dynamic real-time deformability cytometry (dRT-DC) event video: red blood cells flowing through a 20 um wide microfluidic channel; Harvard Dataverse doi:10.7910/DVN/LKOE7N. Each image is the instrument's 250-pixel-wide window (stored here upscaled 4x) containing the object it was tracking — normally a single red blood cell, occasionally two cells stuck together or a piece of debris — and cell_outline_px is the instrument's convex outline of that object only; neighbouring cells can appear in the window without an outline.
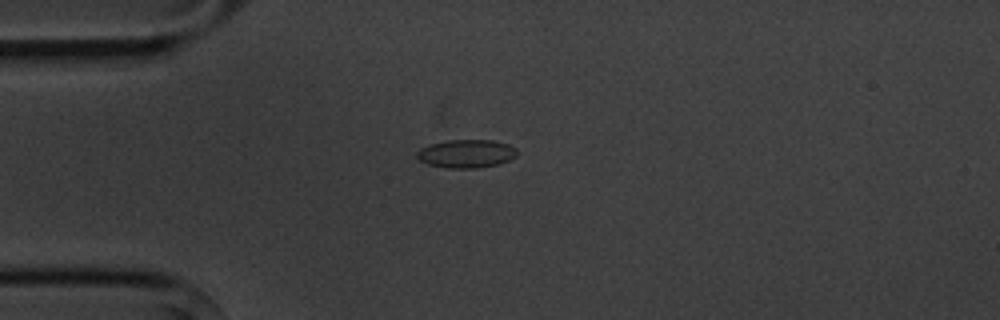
{"species": "common noctule bat (a hibernating species)", "species_latin": "Nyctalus noctula", "temperature_condition": "cold", "stored_images_in_passage": 3, "camera_frame_rate_fps": 3000, "um_per_image_px": 0.085, "animal": {"sex": "male", "body_mass_g": 20.1, "forearm_length_mm": 53.5}, "frame": {"image": 1, "passage_image": 1, "time_ms": 0.0, "image_size_px": [1000, 320], "cell_outline_px": [[516, 156], [500, 164], [472, 168], [448, 168], [428, 164], [420, 160], [416, 156], [416, 152], [420, 148], [428, 144], [448, 140], [492, 140], [508, 144], [516, 148]], "centroid_in_image_um": [39.61, 13.05], "position_along_channel_um": 45.4, "area_um2": 16.47}}
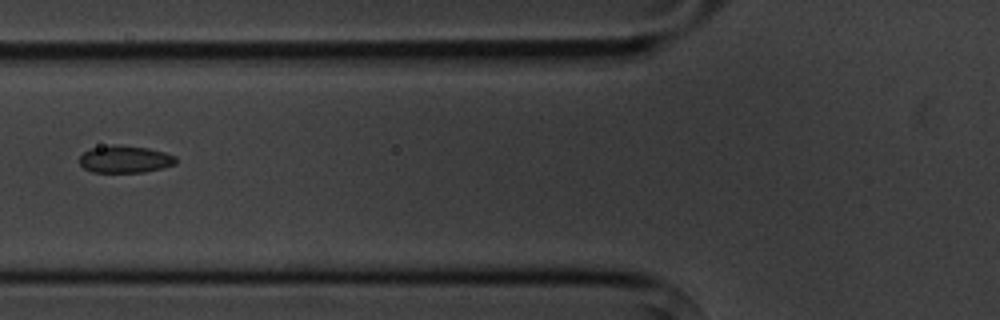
{"frame": {"image": 2, "passage_image": 3, "time_ms": 2.333, "image_size_px": [1000, 320], "cell_outline_px": [[176, 164], [144, 172], [92, 172], [84, 168], [80, 164], [80, 156], [88, 148], [112, 144], [120, 144], [148, 148], [164, 152], [176, 156]], "centroid_in_image_um": [10.6, 13.52], "position_along_channel_um": 115.2, "area_um2": 15.43}}